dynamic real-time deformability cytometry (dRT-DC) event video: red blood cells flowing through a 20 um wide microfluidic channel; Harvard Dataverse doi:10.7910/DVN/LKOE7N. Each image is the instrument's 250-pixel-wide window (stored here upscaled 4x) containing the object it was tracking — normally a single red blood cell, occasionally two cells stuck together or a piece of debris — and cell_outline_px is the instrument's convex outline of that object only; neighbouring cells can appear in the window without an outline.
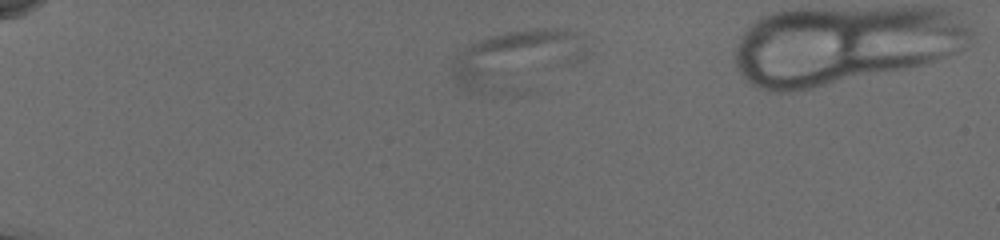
{"species": "common noctule bat (a hibernating species)", "species_latin": "Nyctalus noctula", "temperature_condition": "cold", "stored_images_in_passage": 12, "camera_frame_rate_fps": 3000, "um_per_image_px": 0.085, "animal": {"sex": "female", "body_mass_g": 19.5, "forearm_length_mm": 54.1}, "frame": {"image": 1, "passage_image": 12, "time_ms": 3.667, "image_size_px": [1000, 240], "cell_outline_px": [[568, 32], [488, 72], [468, 80], [456, 80], [452, 76], [452, 68], [468, 48], [472, 44], [480, 40], [492, 36], [508, 32], [536, 28], [556, 28]], "centroid_in_image_um": [42.56, 4.32], "position_along_channel_um": 42.4, "area_um2": 19.83}}